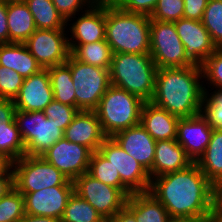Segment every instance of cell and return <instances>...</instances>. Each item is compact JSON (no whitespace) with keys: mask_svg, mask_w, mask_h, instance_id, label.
<instances>
[{"mask_svg":"<svg viewBox=\"0 0 222 222\" xmlns=\"http://www.w3.org/2000/svg\"><path fill=\"white\" fill-rule=\"evenodd\" d=\"M149 192L173 220L201 218L212 212L213 184L196 163L152 178Z\"/></svg>","mask_w":222,"mask_h":222,"instance_id":"cell-1","label":"cell"},{"mask_svg":"<svg viewBox=\"0 0 222 222\" xmlns=\"http://www.w3.org/2000/svg\"><path fill=\"white\" fill-rule=\"evenodd\" d=\"M205 95L200 65L157 70L151 102L179 118L200 114Z\"/></svg>","mask_w":222,"mask_h":222,"instance_id":"cell-2","label":"cell"},{"mask_svg":"<svg viewBox=\"0 0 222 222\" xmlns=\"http://www.w3.org/2000/svg\"><path fill=\"white\" fill-rule=\"evenodd\" d=\"M105 40L113 54L150 53V17L123 11L113 1H106Z\"/></svg>","mask_w":222,"mask_h":222,"instance_id":"cell-3","label":"cell"},{"mask_svg":"<svg viewBox=\"0 0 222 222\" xmlns=\"http://www.w3.org/2000/svg\"><path fill=\"white\" fill-rule=\"evenodd\" d=\"M157 70L150 54H113L110 82L149 102L154 95Z\"/></svg>","mask_w":222,"mask_h":222,"instance_id":"cell-4","label":"cell"},{"mask_svg":"<svg viewBox=\"0 0 222 222\" xmlns=\"http://www.w3.org/2000/svg\"><path fill=\"white\" fill-rule=\"evenodd\" d=\"M143 104L144 101L138 96L111 84L94 111L104 134L112 137L140 123Z\"/></svg>","mask_w":222,"mask_h":222,"instance_id":"cell-5","label":"cell"},{"mask_svg":"<svg viewBox=\"0 0 222 222\" xmlns=\"http://www.w3.org/2000/svg\"><path fill=\"white\" fill-rule=\"evenodd\" d=\"M66 64L72 74L76 108L80 111H94L111 85L110 69L79 62L71 54Z\"/></svg>","mask_w":222,"mask_h":222,"instance_id":"cell-6","label":"cell"},{"mask_svg":"<svg viewBox=\"0 0 222 222\" xmlns=\"http://www.w3.org/2000/svg\"><path fill=\"white\" fill-rule=\"evenodd\" d=\"M20 136L25 146V154L41 156L59 139L64 138V131L53 120L48 119L43 111H15Z\"/></svg>","mask_w":222,"mask_h":222,"instance_id":"cell-7","label":"cell"},{"mask_svg":"<svg viewBox=\"0 0 222 222\" xmlns=\"http://www.w3.org/2000/svg\"><path fill=\"white\" fill-rule=\"evenodd\" d=\"M14 187L19 192H36L58 185H74L55 166L42 156L24 155L12 162Z\"/></svg>","mask_w":222,"mask_h":222,"instance_id":"cell-8","label":"cell"},{"mask_svg":"<svg viewBox=\"0 0 222 222\" xmlns=\"http://www.w3.org/2000/svg\"><path fill=\"white\" fill-rule=\"evenodd\" d=\"M156 67L184 68L195 65L186 55L174 22L150 18V53Z\"/></svg>","mask_w":222,"mask_h":222,"instance_id":"cell-9","label":"cell"},{"mask_svg":"<svg viewBox=\"0 0 222 222\" xmlns=\"http://www.w3.org/2000/svg\"><path fill=\"white\" fill-rule=\"evenodd\" d=\"M98 151L118 170L122 185L131 194L149 192L151 185L149 172L112 137H107Z\"/></svg>","mask_w":222,"mask_h":222,"instance_id":"cell-10","label":"cell"},{"mask_svg":"<svg viewBox=\"0 0 222 222\" xmlns=\"http://www.w3.org/2000/svg\"><path fill=\"white\" fill-rule=\"evenodd\" d=\"M73 184L74 192L91 204L105 220L114 216L127 200L118 188L95 179L88 172L78 176Z\"/></svg>","mask_w":222,"mask_h":222,"instance_id":"cell-11","label":"cell"},{"mask_svg":"<svg viewBox=\"0 0 222 222\" xmlns=\"http://www.w3.org/2000/svg\"><path fill=\"white\" fill-rule=\"evenodd\" d=\"M68 32L65 29L36 31L24 42L42 69L66 63L69 55Z\"/></svg>","mask_w":222,"mask_h":222,"instance_id":"cell-12","label":"cell"},{"mask_svg":"<svg viewBox=\"0 0 222 222\" xmlns=\"http://www.w3.org/2000/svg\"><path fill=\"white\" fill-rule=\"evenodd\" d=\"M92 151L84 145L59 139L41 156L69 180L88 172Z\"/></svg>","mask_w":222,"mask_h":222,"instance_id":"cell-13","label":"cell"},{"mask_svg":"<svg viewBox=\"0 0 222 222\" xmlns=\"http://www.w3.org/2000/svg\"><path fill=\"white\" fill-rule=\"evenodd\" d=\"M66 30L70 32L68 45H83L105 40L106 1H96L86 11L80 13L76 20L70 18L66 22Z\"/></svg>","mask_w":222,"mask_h":222,"instance_id":"cell-14","label":"cell"},{"mask_svg":"<svg viewBox=\"0 0 222 222\" xmlns=\"http://www.w3.org/2000/svg\"><path fill=\"white\" fill-rule=\"evenodd\" d=\"M74 185L47 187L36 192H20L24 196L25 214L61 220Z\"/></svg>","mask_w":222,"mask_h":222,"instance_id":"cell-15","label":"cell"},{"mask_svg":"<svg viewBox=\"0 0 222 222\" xmlns=\"http://www.w3.org/2000/svg\"><path fill=\"white\" fill-rule=\"evenodd\" d=\"M174 26L187 57L194 64L201 66L217 49L202 21L181 18Z\"/></svg>","mask_w":222,"mask_h":222,"instance_id":"cell-16","label":"cell"},{"mask_svg":"<svg viewBox=\"0 0 222 222\" xmlns=\"http://www.w3.org/2000/svg\"><path fill=\"white\" fill-rule=\"evenodd\" d=\"M212 132L213 128L200 113L178 120L176 141L184 148L193 163H196L204 154L210 142Z\"/></svg>","mask_w":222,"mask_h":222,"instance_id":"cell-17","label":"cell"},{"mask_svg":"<svg viewBox=\"0 0 222 222\" xmlns=\"http://www.w3.org/2000/svg\"><path fill=\"white\" fill-rule=\"evenodd\" d=\"M54 100L48 69L24 78L23 85L13 100L16 110L43 111Z\"/></svg>","mask_w":222,"mask_h":222,"instance_id":"cell-18","label":"cell"},{"mask_svg":"<svg viewBox=\"0 0 222 222\" xmlns=\"http://www.w3.org/2000/svg\"><path fill=\"white\" fill-rule=\"evenodd\" d=\"M112 138L148 172L152 169L156 141L140 123L117 132Z\"/></svg>","mask_w":222,"mask_h":222,"instance_id":"cell-19","label":"cell"},{"mask_svg":"<svg viewBox=\"0 0 222 222\" xmlns=\"http://www.w3.org/2000/svg\"><path fill=\"white\" fill-rule=\"evenodd\" d=\"M64 138L86 146L92 152L98 151L107 138L95 111H79L64 130Z\"/></svg>","mask_w":222,"mask_h":222,"instance_id":"cell-20","label":"cell"},{"mask_svg":"<svg viewBox=\"0 0 222 222\" xmlns=\"http://www.w3.org/2000/svg\"><path fill=\"white\" fill-rule=\"evenodd\" d=\"M191 164L193 161L176 139L156 141L154 161L149 175L152 179L166 173L186 169Z\"/></svg>","mask_w":222,"mask_h":222,"instance_id":"cell-21","label":"cell"},{"mask_svg":"<svg viewBox=\"0 0 222 222\" xmlns=\"http://www.w3.org/2000/svg\"><path fill=\"white\" fill-rule=\"evenodd\" d=\"M180 118L151 101L144 102L140 124L155 141L176 139L177 123Z\"/></svg>","mask_w":222,"mask_h":222,"instance_id":"cell-22","label":"cell"},{"mask_svg":"<svg viewBox=\"0 0 222 222\" xmlns=\"http://www.w3.org/2000/svg\"><path fill=\"white\" fill-rule=\"evenodd\" d=\"M0 65L12 69L23 78L38 73L42 68L24 43L0 44Z\"/></svg>","mask_w":222,"mask_h":222,"instance_id":"cell-23","label":"cell"},{"mask_svg":"<svg viewBox=\"0 0 222 222\" xmlns=\"http://www.w3.org/2000/svg\"><path fill=\"white\" fill-rule=\"evenodd\" d=\"M9 43H24L35 31L33 15L24 0L7 1Z\"/></svg>","mask_w":222,"mask_h":222,"instance_id":"cell-24","label":"cell"},{"mask_svg":"<svg viewBox=\"0 0 222 222\" xmlns=\"http://www.w3.org/2000/svg\"><path fill=\"white\" fill-rule=\"evenodd\" d=\"M125 206L137 222H173L166 208L150 193H132Z\"/></svg>","mask_w":222,"mask_h":222,"instance_id":"cell-25","label":"cell"},{"mask_svg":"<svg viewBox=\"0 0 222 222\" xmlns=\"http://www.w3.org/2000/svg\"><path fill=\"white\" fill-rule=\"evenodd\" d=\"M196 164L212 184L222 178V130H213L210 142Z\"/></svg>","mask_w":222,"mask_h":222,"instance_id":"cell-26","label":"cell"},{"mask_svg":"<svg viewBox=\"0 0 222 222\" xmlns=\"http://www.w3.org/2000/svg\"><path fill=\"white\" fill-rule=\"evenodd\" d=\"M70 54L79 62L110 69L113 52L106 40L69 45Z\"/></svg>","mask_w":222,"mask_h":222,"instance_id":"cell-27","label":"cell"},{"mask_svg":"<svg viewBox=\"0 0 222 222\" xmlns=\"http://www.w3.org/2000/svg\"><path fill=\"white\" fill-rule=\"evenodd\" d=\"M50 76L54 100L76 107L75 88L70 67L64 63L47 68Z\"/></svg>","mask_w":222,"mask_h":222,"instance_id":"cell-28","label":"cell"},{"mask_svg":"<svg viewBox=\"0 0 222 222\" xmlns=\"http://www.w3.org/2000/svg\"><path fill=\"white\" fill-rule=\"evenodd\" d=\"M33 15L36 29H66V22L52 0H24Z\"/></svg>","mask_w":222,"mask_h":222,"instance_id":"cell-29","label":"cell"},{"mask_svg":"<svg viewBox=\"0 0 222 222\" xmlns=\"http://www.w3.org/2000/svg\"><path fill=\"white\" fill-rule=\"evenodd\" d=\"M88 173L95 179L118 188L127 198L131 195L122 185L118 170L99 151L92 152Z\"/></svg>","mask_w":222,"mask_h":222,"instance_id":"cell-30","label":"cell"},{"mask_svg":"<svg viewBox=\"0 0 222 222\" xmlns=\"http://www.w3.org/2000/svg\"><path fill=\"white\" fill-rule=\"evenodd\" d=\"M61 222H105V219L76 192L70 195Z\"/></svg>","mask_w":222,"mask_h":222,"instance_id":"cell-31","label":"cell"},{"mask_svg":"<svg viewBox=\"0 0 222 222\" xmlns=\"http://www.w3.org/2000/svg\"><path fill=\"white\" fill-rule=\"evenodd\" d=\"M0 153L12 162L26 155L25 146L15 120L0 125Z\"/></svg>","mask_w":222,"mask_h":222,"instance_id":"cell-32","label":"cell"},{"mask_svg":"<svg viewBox=\"0 0 222 222\" xmlns=\"http://www.w3.org/2000/svg\"><path fill=\"white\" fill-rule=\"evenodd\" d=\"M202 23L217 48H222V1L208 0Z\"/></svg>","mask_w":222,"mask_h":222,"instance_id":"cell-33","label":"cell"},{"mask_svg":"<svg viewBox=\"0 0 222 222\" xmlns=\"http://www.w3.org/2000/svg\"><path fill=\"white\" fill-rule=\"evenodd\" d=\"M24 215V196L14 187L0 198V222H18Z\"/></svg>","mask_w":222,"mask_h":222,"instance_id":"cell-34","label":"cell"},{"mask_svg":"<svg viewBox=\"0 0 222 222\" xmlns=\"http://www.w3.org/2000/svg\"><path fill=\"white\" fill-rule=\"evenodd\" d=\"M201 68L203 81L205 82V92H211L213 89L222 90V48H217L214 53L204 61ZM206 85L208 88H211V90L206 88Z\"/></svg>","mask_w":222,"mask_h":222,"instance_id":"cell-35","label":"cell"},{"mask_svg":"<svg viewBox=\"0 0 222 222\" xmlns=\"http://www.w3.org/2000/svg\"><path fill=\"white\" fill-rule=\"evenodd\" d=\"M200 113L213 130H222V90L205 92Z\"/></svg>","mask_w":222,"mask_h":222,"instance_id":"cell-36","label":"cell"},{"mask_svg":"<svg viewBox=\"0 0 222 222\" xmlns=\"http://www.w3.org/2000/svg\"><path fill=\"white\" fill-rule=\"evenodd\" d=\"M184 0H158L149 16L151 19L163 22H175L183 18Z\"/></svg>","mask_w":222,"mask_h":222,"instance_id":"cell-37","label":"cell"},{"mask_svg":"<svg viewBox=\"0 0 222 222\" xmlns=\"http://www.w3.org/2000/svg\"><path fill=\"white\" fill-rule=\"evenodd\" d=\"M23 81L24 78L16 71L0 65V99L14 100Z\"/></svg>","mask_w":222,"mask_h":222,"instance_id":"cell-38","label":"cell"},{"mask_svg":"<svg viewBox=\"0 0 222 222\" xmlns=\"http://www.w3.org/2000/svg\"><path fill=\"white\" fill-rule=\"evenodd\" d=\"M80 110L74 106L53 100L44 110L48 119H53L61 130H65Z\"/></svg>","mask_w":222,"mask_h":222,"instance_id":"cell-39","label":"cell"},{"mask_svg":"<svg viewBox=\"0 0 222 222\" xmlns=\"http://www.w3.org/2000/svg\"><path fill=\"white\" fill-rule=\"evenodd\" d=\"M98 0H52L60 16L67 22L75 15L86 11ZM84 10V11H83Z\"/></svg>","mask_w":222,"mask_h":222,"instance_id":"cell-40","label":"cell"},{"mask_svg":"<svg viewBox=\"0 0 222 222\" xmlns=\"http://www.w3.org/2000/svg\"><path fill=\"white\" fill-rule=\"evenodd\" d=\"M158 0H114L123 11L150 16Z\"/></svg>","mask_w":222,"mask_h":222,"instance_id":"cell-41","label":"cell"},{"mask_svg":"<svg viewBox=\"0 0 222 222\" xmlns=\"http://www.w3.org/2000/svg\"><path fill=\"white\" fill-rule=\"evenodd\" d=\"M208 0H184L183 18L202 21Z\"/></svg>","mask_w":222,"mask_h":222,"instance_id":"cell-42","label":"cell"},{"mask_svg":"<svg viewBox=\"0 0 222 222\" xmlns=\"http://www.w3.org/2000/svg\"><path fill=\"white\" fill-rule=\"evenodd\" d=\"M16 107L13 100L0 99V125L15 120Z\"/></svg>","mask_w":222,"mask_h":222,"instance_id":"cell-43","label":"cell"},{"mask_svg":"<svg viewBox=\"0 0 222 222\" xmlns=\"http://www.w3.org/2000/svg\"><path fill=\"white\" fill-rule=\"evenodd\" d=\"M9 43L7 1L0 0V44Z\"/></svg>","mask_w":222,"mask_h":222,"instance_id":"cell-44","label":"cell"},{"mask_svg":"<svg viewBox=\"0 0 222 222\" xmlns=\"http://www.w3.org/2000/svg\"><path fill=\"white\" fill-rule=\"evenodd\" d=\"M212 212L222 217V178L213 184Z\"/></svg>","mask_w":222,"mask_h":222,"instance_id":"cell-45","label":"cell"},{"mask_svg":"<svg viewBox=\"0 0 222 222\" xmlns=\"http://www.w3.org/2000/svg\"><path fill=\"white\" fill-rule=\"evenodd\" d=\"M14 188V173L11 168L8 172L0 174V198Z\"/></svg>","mask_w":222,"mask_h":222,"instance_id":"cell-46","label":"cell"},{"mask_svg":"<svg viewBox=\"0 0 222 222\" xmlns=\"http://www.w3.org/2000/svg\"><path fill=\"white\" fill-rule=\"evenodd\" d=\"M105 222H137L134 214L124 205L114 216Z\"/></svg>","mask_w":222,"mask_h":222,"instance_id":"cell-47","label":"cell"},{"mask_svg":"<svg viewBox=\"0 0 222 222\" xmlns=\"http://www.w3.org/2000/svg\"><path fill=\"white\" fill-rule=\"evenodd\" d=\"M18 222H61L58 218L25 214Z\"/></svg>","mask_w":222,"mask_h":222,"instance_id":"cell-48","label":"cell"},{"mask_svg":"<svg viewBox=\"0 0 222 222\" xmlns=\"http://www.w3.org/2000/svg\"><path fill=\"white\" fill-rule=\"evenodd\" d=\"M12 168V161L0 153V174L8 172Z\"/></svg>","mask_w":222,"mask_h":222,"instance_id":"cell-49","label":"cell"},{"mask_svg":"<svg viewBox=\"0 0 222 222\" xmlns=\"http://www.w3.org/2000/svg\"><path fill=\"white\" fill-rule=\"evenodd\" d=\"M173 222H207V216L194 219H176Z\"/></svg>","mask_w":222,"mask_h":222,"instance_id":"cell-50","label":"cell"},{"mask_svg":"<svg viewBox=\"0 0 222 222\" xmlns=\"http://www.w3.org/2000/svg\"><path fill=\"white\" fill-rule=\"evenodd\" d=\"M207 222H222V217L217 216L216 214H214L213 212H211V213L207 216Z\"/></svg>","mask_w":222,"mask_h":222,"instance_id":"cell-51","label":"cell"}]
</instances>
